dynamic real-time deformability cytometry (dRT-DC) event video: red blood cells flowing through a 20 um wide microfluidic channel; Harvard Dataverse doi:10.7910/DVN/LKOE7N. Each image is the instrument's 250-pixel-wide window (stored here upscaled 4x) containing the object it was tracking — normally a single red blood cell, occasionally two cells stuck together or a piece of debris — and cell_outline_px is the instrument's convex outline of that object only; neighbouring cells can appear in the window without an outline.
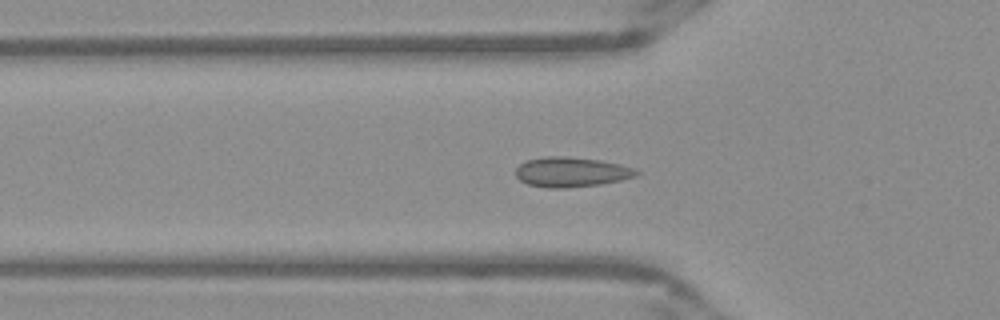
{"species": "Egyptian fruit bat (a non-hibernating species)", "species_latin": "Rousettus aegyptiacus", "temperature_condition": "warm", "stored_images_in_passage": 52, "camera_frame_rate_fps": 3000, "um_per_image_px": 0.085, "frame": {"image": 1, "passage_image": 17, "time_ms": 5.333, "image_size_px": [1000, 320], "cell_outline_px": [[640, 172], [636, 176], [620, 180], [600, 184], [568, 188], [544, 188], [528, 184], [520, 180], [516, 176], [516, 168], [520, 164], [528, 160], [548, 156], [560, 156], [600, 160], [620, 164], [636, 168]], "centroid_in_image_um": [48.57, 14.63], "position_along_channel_um": 77.2, "area_um2": 20.98}}
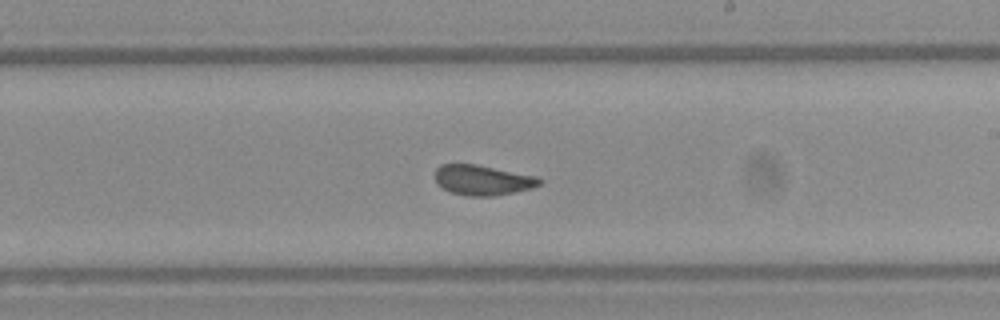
{"frame": {"image": 2, "passage_image": 30, "time_ms": 9.667, "image_size_px": [1000, 320], "cell_outline_px": [[544, 180], [540, 184], [532, 188], [492, 196], [468, 196], [452, 192], [444, 188], [436, 180], [436, 168], [440, 164], [476, 164], [536, 176]], "centroid_in_image_um": [41.04, 15.3], "position_along_channel_um": 248.0, "area_um2": 18.09}}
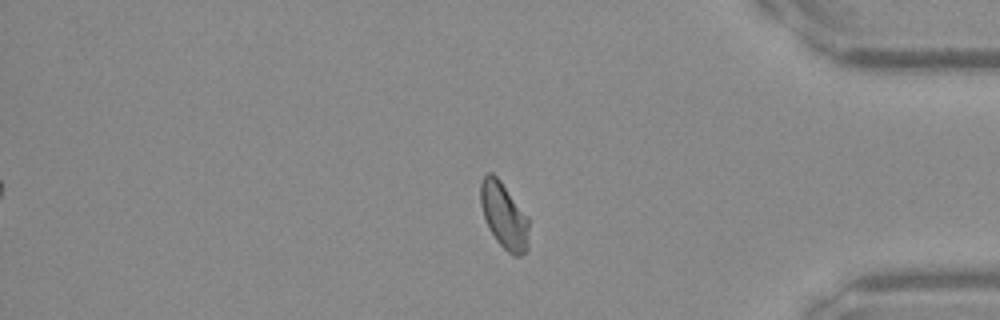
{"frame": {"image": 3, "passage_image": 43, "time_ms": 14.0, "image_size_px": [1000, 320], "cell_outline_px": [[528, 248], [520, 256], [512, 256], [496, 240], [488, 228], [480, 204], [480, 184], [484, 176], [488, 172], [492, 172], [500, 180], [528, 216]], "centroid_in_image_um": [42.83, 18.33], "position_along_channel_um": 392.4, "area_um2": 18.61}}